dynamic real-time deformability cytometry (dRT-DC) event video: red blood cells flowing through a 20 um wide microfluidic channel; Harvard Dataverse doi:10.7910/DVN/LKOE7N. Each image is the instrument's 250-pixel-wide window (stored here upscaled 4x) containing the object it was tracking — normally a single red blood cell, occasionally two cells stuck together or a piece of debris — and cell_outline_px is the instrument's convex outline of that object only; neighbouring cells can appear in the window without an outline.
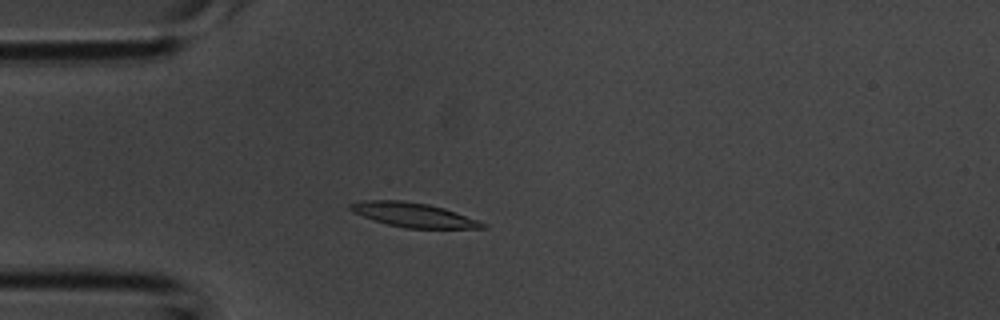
{"species": "common noctule bat (a hibernating species)", "species_latin": "Nyctalus noctula", "temperature_condition": "room temperature", "stored_images_in_passage": 3, "camera_frame_rate_fps": 3000, "um_per_image_px": 0.085, "animal": {"sex": "male", "body_mass_g": 20.1, "forearm_length_mm": 53.5}, "frame": {"image": 1, "passage_image": 3, "time_ms": 0.667, "image_size_px": [1000, 320], "cell_outline_px": [[488, 228], [404, 228], [388, 224], [352, 212], [348, 208], [348, 204], [364, 200], [400, 200], [428, 204], [444, 208], [456, 212], [488, 224]], "centroid_in_image_um": [35.15, 18.26], "position_along_channel_um": 49.9, "area_um2": 18.61}}